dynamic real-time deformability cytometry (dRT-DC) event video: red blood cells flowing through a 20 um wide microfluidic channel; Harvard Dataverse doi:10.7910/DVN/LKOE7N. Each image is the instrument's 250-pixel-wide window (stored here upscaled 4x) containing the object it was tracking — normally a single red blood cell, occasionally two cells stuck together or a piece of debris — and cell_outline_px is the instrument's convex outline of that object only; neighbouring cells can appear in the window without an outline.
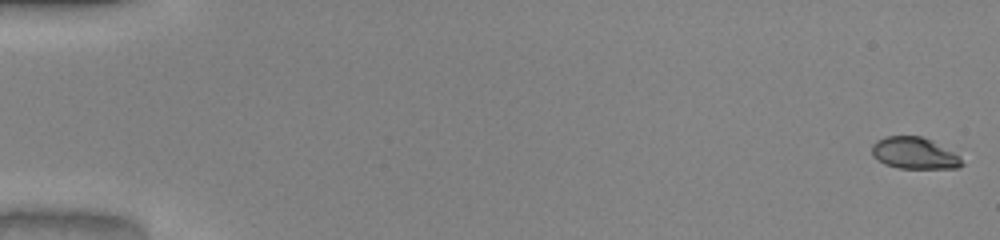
{"species": "common noctule bat (a hibernating species)", "species_latin": "Nyctalus noctula", "temperature_condition": "warm", "stored_images_in_passage": 51, "camera_frame_rate_fps": 3000, "um_per_image_px": 0.085, "animal": {"sex": "male", "body_mass_g": 20.0, "forearm_length_mm": 53.3}, "frame": {"image": 1, "passage_image": 1, "time_ms": 0.0, "image_size_px": [1000, 240], "cell_outline_px": [[964, 164], [956, 168], [900, 168], [884, 164], [872, 156], [872, 144], [876, 140], [888, 136], [924, 136], [932, 140], [960, 156]], "centroid_in_image_um": [77.71, 13.01], "position_along_channel_um": 7.3, "area_um2": 16.65}}
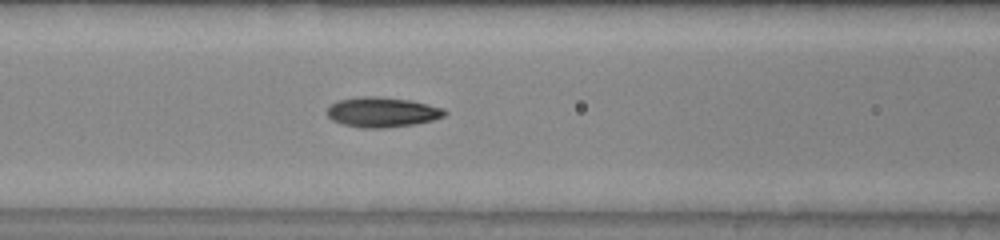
{"frame": {"image": 2, "passage_image": 23, "time_ms": 7.333, "image_size_px": [1000, 240], "cell_outline_px": [[448, 112], [444, 116], [432, 120], [416, 124], [388, 128], [364, 128], [344, 124], [332, 120], [324, 112], [328, 104], [336, 100], [360, 96], [380, 96], [412, 100], [444, 108]], "centroid_in_image_um": [32.45, 9.52], "position_along_channel_um": 134.1, "area_um2": 21.04}}
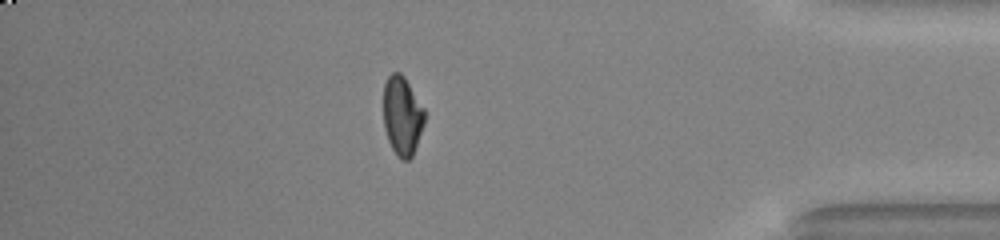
{"frame": {"image": 3, "passage_image": 45, "time_ms": 14.667, "image_size_px": [1000, 240], "cell_outline_px": [[424, 124], [412, 156], [408, 160], [400, 160], [396, 156], [388, 140], [384, 128], [384, 84], [388, 76], [392, 72], [400, 72], [404, 76], [424, 108]], "centroid_in_image_um": [34.18, 9.85], "position_along_channel_um": 401.0, "area_um2": 18.9}, "authors_computed_cell_mechanics": {"area_um2": 19.1318, "velocity_mm_per_s": 4.1056, "shape_relaxation_time_tau1_ms": 6.4844, "shape_relaxation_time_tau2_ms": 1.4209, "deformation_change_tau1": 0.2136, "deformation_change_tau2": 0.0589}}